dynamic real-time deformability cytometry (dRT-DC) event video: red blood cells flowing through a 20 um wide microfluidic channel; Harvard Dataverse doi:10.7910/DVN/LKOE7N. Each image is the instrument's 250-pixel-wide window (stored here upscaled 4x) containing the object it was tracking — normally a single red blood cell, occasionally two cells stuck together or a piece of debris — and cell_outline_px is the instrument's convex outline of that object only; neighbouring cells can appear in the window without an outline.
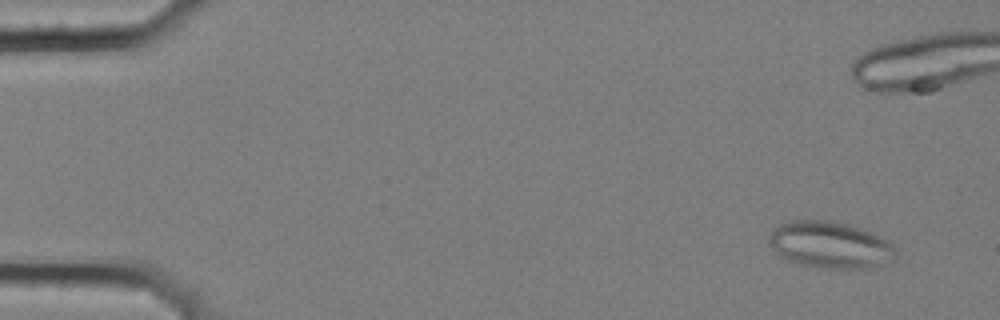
{"species": "common noctule bat (a hibernating species)", "species_latin": "Nyctalus noctula", "temperature_condition": "cold", "stored_images_in_passage": 7, "camera_frame_rate_fps": 3000, "um_per_image_px": 0.085, "animal": {"sex": "female", "body_mass_g": 25.1}, "frame": {"image": 1, "passage_image": 2, "time_ms": 0.333, "image_size_px": [1000, 320], "cell_outline_px": [[900, 256], [896, 260], [868, 268], [816, 268], [800, 264], [788, 260], [780, 256], [772, 248], [768, 240], [768, 236], [780, 224], [788, 220], [832, 220], [880, 236], [888, 240], [900, 252]], "centroid_in_image_um": [70.6, 20.83], "position_along_channel_um": 14.4, "area_um2": 34.68}}